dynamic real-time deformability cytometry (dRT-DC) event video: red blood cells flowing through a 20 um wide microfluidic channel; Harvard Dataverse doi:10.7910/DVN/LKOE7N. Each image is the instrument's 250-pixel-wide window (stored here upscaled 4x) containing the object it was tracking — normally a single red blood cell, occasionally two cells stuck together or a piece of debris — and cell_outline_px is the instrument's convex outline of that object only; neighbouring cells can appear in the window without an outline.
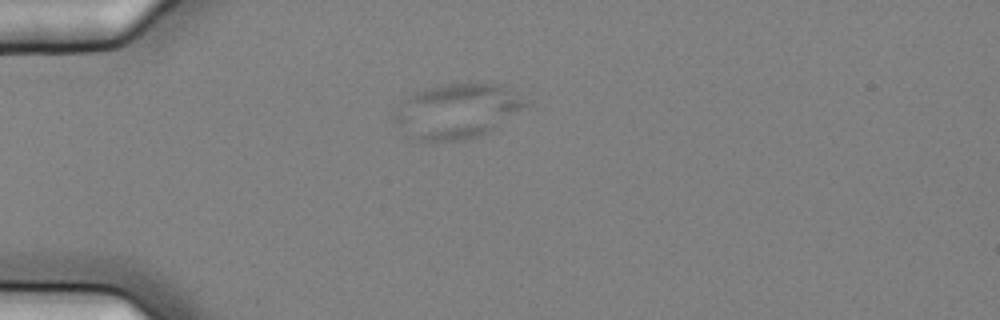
{"species": "common noctule bat (a hibernating species)", "species_latin": "Nyctalus noctula", "temperature_condition": "cold", "stored_images_in_passage": 8, "camera_frame_rate_fps": 3000, "um_per_image_px": 0.085, "animal": {"sex": "female", "body_mass_g": 25.1}, "frame": {"image": 1, "passage_image": 5, "time_ms": 1.333, "image_size_px": [1000, 320], "cell_outline_px": [[528, 104], [492, 132], [484, 136], [464, 140], [420, 140], [404, 136], [392, 120], [392, 112], [408, 96], [424, 88], [444, 84], [504, 84]], "centroid_in_image_um": [38.78, 9.47], "position_along_channel_um": 46.2, "area_um2": 42.14}}
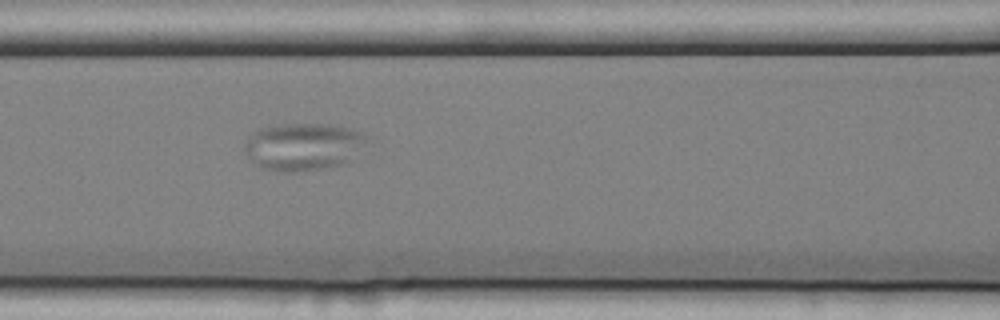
{"frame": {"image": 2, "passage_image": 8, "time_ms": 2.333, "image_size_px": [1000, 320], "cell_outline_px": [[368, 136], [348, 164], [324, 168], [296, 172], [280, 172], [260, 168], [248, 156], [244, 148], [244, 140], [252, 132], [260, 128], [276, 124], [328, 124], [348, 128], [360, 132]], "centroid_in_image_um": [25.72, 12.47], "position_along_channel_um": 140.9, "area_um2": 33.99}}